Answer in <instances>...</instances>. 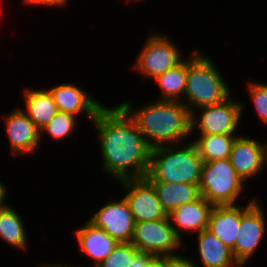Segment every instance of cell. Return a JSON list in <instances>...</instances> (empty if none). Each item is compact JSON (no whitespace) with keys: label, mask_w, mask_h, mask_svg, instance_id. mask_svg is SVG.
<instances>
[{"label":"cell","mask_w":267,"mask_h":267,"mask_svg":"<svg viewBox=\"0 0 267 267\" xmlns=\"http://www.w3.org/2000/svg\"><path fill=\"white\" fill-rule=\"evenodd\" d=\"M147 267H166V258H155Z\"/></svg>","instance_id":"31"},{"label":"cell","mask_w":267,"mask_h":267,"mask_svg":"<svg viewBox=\"0 0 267 267\" xmlns=\"http://www.w3.org/2000/svg\"><path fill=\"white\" fill-rule=\"evenodd\" d=\"M137 251L131 242H120L96 267H130Z\"/></svg>","instance_id":"25"},{"label":"cell","mask_w":267,"mask_h":267,"mask_svg":"<svg viewBox=\"0 0 267 267\" xmlns=\"http://www.w3.org/2000/svg\"><path fill=\"white\" fill-rule=\"evenodd\" d=\"M14 206L0 210V240L14 249L27 250L28 233L23 218Z\"/></svg>","instance_id":"21"},{"label":"cell","mask_w":267,"mask_h":267,"mask_svg":"<svg viewBox=\"0 0 267 267\" xmlns=\"http://www.w3.org/2000/svg\"><path fill=\"white\" fill-rule=\"evenodd\" d=\"M156 257L144 251H137L131 262L130 267H147Z\"/></svg>","instance_id":"29"},{"label":"cell","mask_w":267,"mask_h":267,"mask_svg":"<svg viewBox=\"0 0 267 267\" xmlns=\"http://www.w3.org/2000/svg\"><path fill=\"white\" fill-rule=\"evenodd\" d=\"M246 203L241 205V226L234 247L231 249L235 260L241 267L246 266L247 261L249 262L250 258L258 252L267 230L266 210L262 208L261 202L259 203L255 196Z\"/></svg>","instance_id":"8"},{"label":"cell","mask_w":267,"mask_h":267,"mask_svg":"<svg viewBox=\"0 0 267 267\" xmlns=\"http://www.w3.org/2000/svg\"><path fill=\"white\" fill-rule=\"evenodd\" d=\"M146 38L143 48L132 64L133 71L135 70L143 79L154 80L184 60L180 46L171 41L168 35L150 33V36Z\"/></svg>","instance_id":"6"},{"label":"cell","mask_w":267,"mask_h":267,"mask_svg":"<svg viewBox=\"0 0 267 267\" xmlns=\"http://www.w3.org/2000/svg\"><path fill=\"white\" fill-rule=\"evenodd\" d=\"M245 185L229 158L203 162L199 191L213 206L237 205Z\"/></svg>","instance_id":"5"},{"label":"cell","mask_w":267,"mask_h":267,"mask_svg":"<svg viewBox=\"0 0 267 267\" xmlns=\"http://www.w3.org/2000/svg\"><path fill=\"white\" fill-rule=\"evenodd\" d=\"M118 183L126 192L123 197L129 205L135 223L155 221L167 216L153 184L146 177L124 179Z\"/></svg>","instance_id":"10"},{"label":"cell","mask_w":267,"mask_h":267,"mask_svg":"<svg viewBox=\"0 0 267 267\" xmlns=\"http://www.w3.org/2000/svg\"><path fill=\"white\" fill-rule=\"evenodd\" d=\"M77 120L78 118L72 114L58 111L40 130V139H43L45 133L56 141L63 140L64 138L67 139L77 129Z\"/></svg>","instance_id":"24"},{"label":"cell","mask_w":267,"mask_h":267,"mask_svg":"<svg viewBox=\"0 0 267 267\" xmlns=\"http://www.w3.org/2000/svg\"><path fill=\"white\" fill-rule=\"evenodd\" d=\"M187 141L152 148L145 177L150 182L199 184L203 160L195 144Z\"/></svg>","instance_id":"4"},{"label":"cell","mask_w":267,"mask_h":267,"mask_svg":"<svg viewBox=\"0 0 267 267\" xmlns=\"http://www.w3.org/2000/svg\"><path fill=\"white\" fill-rule=\"evenodd\" d=\"M156 190L163 210L167 215L183 204L198 199L199 184L151 182Z\"/></svg>","instance_id":"20"},{"label":"cell","mask_w":267,"mask_h":267,"mask_svg":"<svg viewBox=\"0 0 267 267\" xmlns=\"http://www.w3.org/2000/svg\"><path fill=\"white\" fill-rule=\"evenodd\" d=\"M95 227L103 229L110 237L120 242H131L135 220L124 197L101 206L88 218Z\"/></svg>","instance_id":"11"},{"label":"cell","mask_w":267,"mask_h":267,"mask_svg":"<svg viewBox=\"0 0 267 267\" xmlns=\"http://www.w3.org/2000/svg\"><path fill=\"white\" fill-rule=\"evenodd\" d=\"M56 104L57 110L74 116L84 115L93 122L99 110L105 105L85 92L75 83H61L47 88Z\"/></svg>","instance_id":"14"},{"label":"cell","mask_w":267,"mask_h":267,"mask_svg":"<svg viewBox=\"0 0 267 267\" xmlns=\"http://www.w3.org/2000/svg\"><path fill=\"white\" fill-rule=\"evenodd\" d=\"M214 206L203 196L193 202L183 204L168 214L171 226L176 235L182 240L181 232H193L195 234L207 229L210 213Z\"/></svg>","instance_id":"15"},{"label":"cell","mask_w":267,"mask_h":267,"mask_svg":"<svg viewBox=\"0 0 267 267\" xmlns=\"http://www.w3.org/2000/svg\"><path fill=\"white\" fill-rule=\"evenodd\" d=\"M11 154L14 156L36 153L40 147V130L22 108H15L3 116Z\"/></svg>","instance_id":"12"},{"label":"cell","mask_w":267,"mask_h":267,"mask_svg":"<svg viewBox=\"0 0 267 267\" xmlns=\"http://www.w3.org/2000/svg\"><path fill=\"white\" fill-rule=\"evenodd\" d=\"M229 160L237 174L246 183L248 179L260 175L267 167L265 144L255 138L239 134L232 145Z\"/></svg>","instance_id":"13"},{"label":"cell","mask_w":267,"mask_h":267,"mask_svg":"<svg viewBox=\"0 0 267 267\" xmlns=\"http://www.w3.org/2000/svg\"><path fill=\"white\" fill-rule=\"evenodd\" d=\"M104 105L96 115L101 167L115 180L144 178L149 170L151 147L133 119L119 105Z\"/></svg>","instance_id":"1"},{"label":"cell","mask_w":267,"mask_h":267,"mask_svg":"<svg viewBox=\"0 0 267 267\" xmlns=\"http://www.w3.org/2000/svg\"><path fill=\"white\" fill-rule=\"evenodd\" d=\"M4 184V182L0 181V210H3L10 206L9 203H7L6 198L8 195V187Z\"/></svg>","instance_id":"30"},{"label":"cell","mask_w":267,"mask_h":267,"mask_svg":"<svg viewBox=\"0 0 267 267\" xmlns=\"http://www.w3.org/2000/svg\"><path fill=\"white\" fill-rule=\"evenodd\" d=\"M238 135H198L194 140H191L203 162H211L217 159L229 158L232 145Z\"/></svg>","instance_id":"23"},{"label":"cell","mask_w":267,"mask_h":267,"mask_svg":"<svg viewBox=\"0 0 267 267\" xmlns=\"http://www.w3.org/2000/svg\"><path fill=\"white\" fill-rule=\"evenodd\" d=\"M200 267H241L232 250L207 229L197 233Z\"/></svg>","instance_id":"18"},{"label":"cell","mask_w":267,"mask_h":267,"mask_svg":"<svg viewBox=\"0 0 267 267\" xmlns=\"http://www.w3.org/2000/svg\"><path fill=\"white\" fill-rule=\"evenodd\" d=\"M73 267H86L85 265H79V266H76V265H72ZM88 267V266H87Z\"/></svg>","instance_id":"34"},{"label":"cell","mask_w":267,"mask_h":267,"mask_svg":"<svg viewBox=\"0 0 267 267\" xmlns=\"http://www.w3.org/2000/svg\"><path fill=\"white\" fill-rule=\"evenodd\" d=\"M187 56L176 67L157 76L154 81L161 90L157 100L183 101L187 80Z\"/></svg>","instance_id":"22"},{"label":"cell","mask_w":267,"mask_h":267,"mask_svg":"<svg viewBox=\"0 0 267 267\" xmlns=\"http://www.w3.org/2000/svg\"><path fill=\"white\" fill-rule=\"evenodd\" d=\"M266 141H267V139H266ZM264 144H265V150H266V154H267V142H264Z\"/></svg>","instance_id":"33"},{"label":"cell","mask_w":267,"mask_h":267,"mask_svg":"<svg viewBox=\"0 0 267 267\" xmlns=\"http://www.w3.org/2000/svg\"><path fill=\"white\" fill-rule=\"evenodd\" d=\"M131 243L139 251L150 253L156 258L175 257L181 255L177 250L185 251L188 248L176 235L168 215L155 221L135 223Z\"/></svg>","instance_id":"7"},{"label":"cell","mask_w":267,"mask_h":267,"mask_svg":"<svg viewBox=\"0 0 267 267\" xmlns=\"http://www.w3.org/2000/svg\"><path fill=\"white\" fill-rule=\"evenodd\" d=\"M70 0H24L25 5L30 6H44V7H52V8H66L68 6Z\"/></svg>","instance_id":"27"},{"label":"cell","mask_w":267,"mask_h":267,"mask_svg":"<svg viewBox=\"0 0 267 267\" xmlns=\"http://www.w3.org/2000/svg\"><path fill=\"white\" fill-rule=\"evenodd\" d=\"M240 220L241 205L214 206L210 213L207 230L232 249L241 226Z\"/></svg>","instance_id":"17"},{"label":"cell","mask_w":267,"mask_h":267,"mask_svg":"<svg viewBox=\"0 0 267 267\" xmlns=\"http://www.w3.org/2000/svg\"><path fill=\"white\" fill-rule=\"evenodd\" d=\"M183 255L184 254L166 258V267H200V264H197L196 261L194 262L191 258L187 259V257Z\"/></svg>","instance_id":"28"},{"label":"cell","mask_w":267,"mask_h":267,"mask_svg":"<svg viewBox=\"0 0 267 267\" xmlns=\"http://www.w3.org/2000/svg\"><path fill=\"white\" fill-rule=\"evenodd\" d=\"M37 267H73L71 265H68V264H59V263H56V264H43V265H39Z\"/></svg>","instance_id":"32"},{"label":"cell","mask_w":267,"mask_h":267,"mask_svg":"<svg viewBox=\"0 0 267 267\" xmlns=\"http://www.w3.org/2000/svg\"><path fill=\"white\" fill-rule=\"evenodd\" d=\"M235 99L236 98H233V95H231L220 104L196 109V112H193L191 115V135H193V132L196 131L197 128L200 132L197 135H238L236 132L244 116L243 112L245 106L244 103L242 104Z\"/></svg>","instance_id":"9"},{"label":"cell","mask_w":267,"mask_h":267,"mask_svg":"<svg viewBox=\"0 0 267 267\" xmlns=\"http://www.w3.org/2000/svg\"><path fill=\"white\" fill-rule=\"evenodd\" d=\"M74 235L80 250L94 262L92 267H96L118 244L103 229L95 227L88 220L75 230Z\"/></svg>","instance_id":"16"},{"label":"cell","mask_w":267,"mask_h":267,"mask_svg":"<svg viewBox=\"0 0 267 267\" xmlns=\"http://www.w3.org/2000/svg\"><path fill=\"white\" fill-rule=\"evenodd\" d=\"M24 109L28 118L41 130L58 112L56 104L47 88H25L23 90Z\"/></svg>","instance_id":"19"},{"label":"cell","mask_w":267,"mask_h":267,"mask_svg":"<svg viewBox=\"0 0 267 267\" xmlns=\"http://www.w3.org/2000/svg\"><path fill=\"white\" fill-rule=\"evenodd\" d=\"M248 92L251 102L253 104V108L255 109V113L261 123L265 126L267 125V83L261 82H248Z\"/></svg>","instance_id":"26"},{"label":"cell","mask_w":267,"mask_h":267,"mask_svg":"<svg viewBox=\"0 0 267 267\" xmlns=\"http://www.w3.org/2000/svg\"><path fill=\"white\" fill-rule=\"evenodd\" d=\"M191 52L187 57V80L182 102L192 114L196 109L224 102L232 92L210 56L201 54L199 50Z\"/></svg>","instance_id":"3"},{"label":"cell","mask_w":267,"mask_h":267,"mask_svg":"<svg viewBox=\"0 0 267 267\" xmlns=\"http://www.w3.org/2000/svg\"><path fill=\"white\" fill-rule=\"evenodd\" d=\"M119 105L133 119L151 148L182 144L189 137L191 140L192 114L181 101L155 98L146 105L137 106V109L130 100H124Z\"/></svg>","instance_id":"2"}]
</instances>
